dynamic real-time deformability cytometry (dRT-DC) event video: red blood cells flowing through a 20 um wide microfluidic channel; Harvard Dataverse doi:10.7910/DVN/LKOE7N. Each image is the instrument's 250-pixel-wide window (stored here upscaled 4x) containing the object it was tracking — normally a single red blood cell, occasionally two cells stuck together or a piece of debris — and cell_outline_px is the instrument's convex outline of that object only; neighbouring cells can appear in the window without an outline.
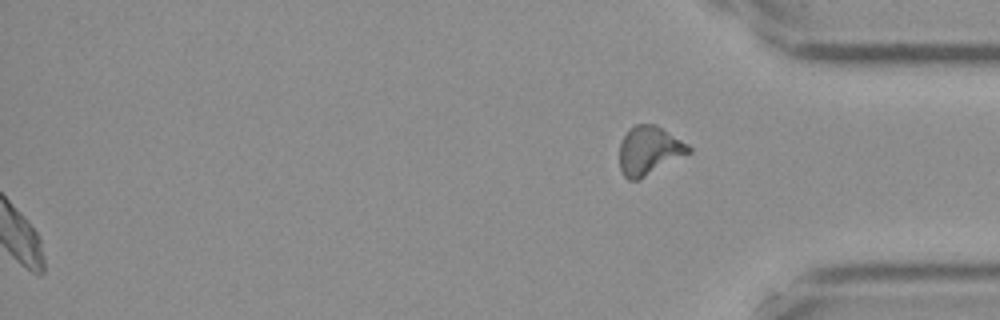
{"species": "Egyptian fruit bat (a non-hibernating species)", "species_latin": "Rousettus aegyptiacus", "temperature_condition": "cold", "stored_images_in_passage": 42, "segment_of_instrument_passage": [2, 2], "camera_frame_rate_fps": 3000, "um_per_image_px": 0.085, "frame": {"image": 1, "passage_image": 42, "time_ms": 13.667, "image_size_px": [1000, 320], "cell_outline_px": [[692, 152], [636, 180], [628, 180], [624, 176], [620, 168], [620, 144], [624, 136], [636, 124], [656, 124], [688, 144], [692, 148]], "centroid_in_image_um": [55.19, 12.78], "position_along_channel_um": 380.0, "area_um2": 19.25}}